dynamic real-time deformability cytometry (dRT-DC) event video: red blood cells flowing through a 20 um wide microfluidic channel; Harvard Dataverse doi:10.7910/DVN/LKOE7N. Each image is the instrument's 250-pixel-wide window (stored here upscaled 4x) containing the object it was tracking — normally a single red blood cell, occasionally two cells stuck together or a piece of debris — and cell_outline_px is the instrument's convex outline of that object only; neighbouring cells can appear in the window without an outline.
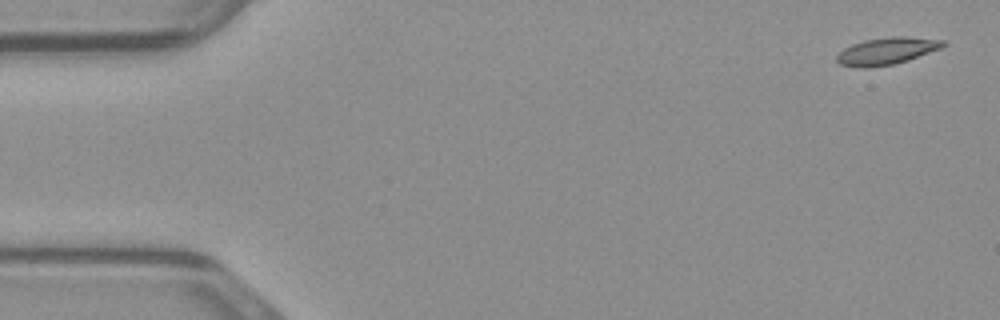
{"species": "common noctule bat (a hibernating species)", "species_latin": "Nyctalus noctula", "temperature_condition": "warm", "stored_images_in_passage": 49, "camera_frame_rate_fps": 3000, "um_per_image_px": 0.085, "animal": {"sex": "male", "body_mass_g": 23.1, "forearm_length_mm": 52.7}, "frame": {"image": 1, "passage_image": 2, "time_ms": 0.333, "image_size_px": [1000, 320], "cell_outline_px": [[948, 44], [940, 48], [908, 60], [892, 64], [868, 68], [860, 68], [840, 64], [836, 60], [836, 56], [844, 48], [852, 44], [864, 40], [892, 36], [908, 36], [944, 40]], "centroid_in_image_um": [75.37, 4.33], "position_along_channel_um": 9.6, "area_um2": 16.76}}
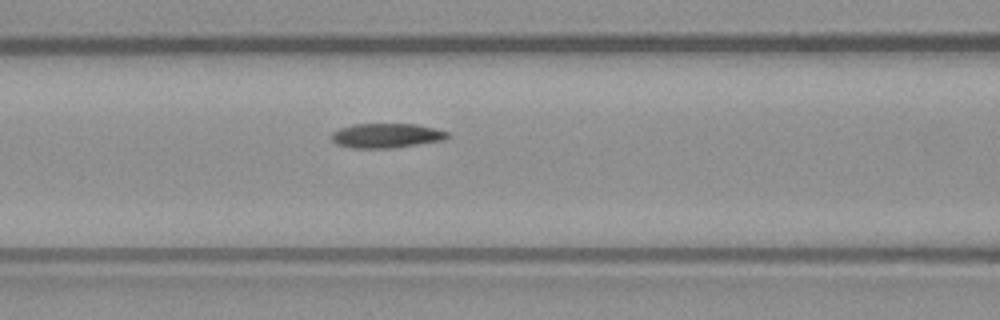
{"frame": {"image": 2, "passage_image": 20, "time_ms": 6.333, "image_size_px": [1000, 320], "cell_outline_px": [[452, 136], [444, 140], [392, 148], [352, 148], [336, 144], [332, 140], [332, 132], [340, 128], [352, 124], [416, 124], [436, 128], [448, 132]], "centroid_in_image_um": [32.87, 11.52], "position_along_channel_um": 133.7, "area_um2": 16.7}}
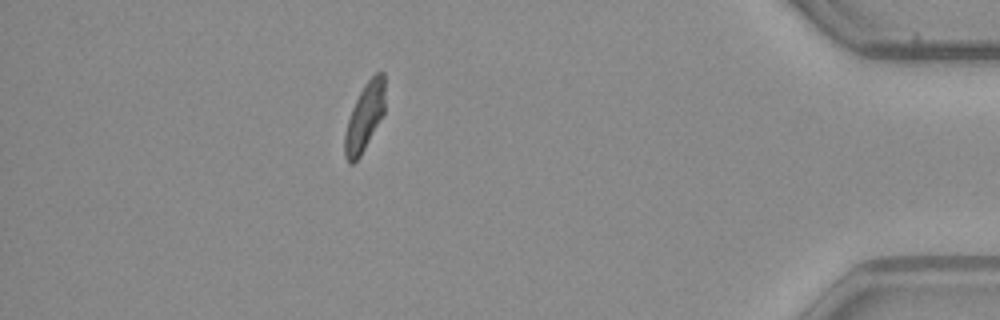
{"frame": {"image": 3, "passage_image": 43, "time_ms": 14.0, "image_size_px": [1000, 320], "cell_outline_px": [[384, 112], [360, 156], [352, 164], [348, 164], [344, 156], [344, 132], [352, 108], [364, 84], [376, 72], [384, 72]], "centroid_in_image_um": [30.97, 9.96], "position_along_channel_um": 404.2, "area_um2": 15.66}}